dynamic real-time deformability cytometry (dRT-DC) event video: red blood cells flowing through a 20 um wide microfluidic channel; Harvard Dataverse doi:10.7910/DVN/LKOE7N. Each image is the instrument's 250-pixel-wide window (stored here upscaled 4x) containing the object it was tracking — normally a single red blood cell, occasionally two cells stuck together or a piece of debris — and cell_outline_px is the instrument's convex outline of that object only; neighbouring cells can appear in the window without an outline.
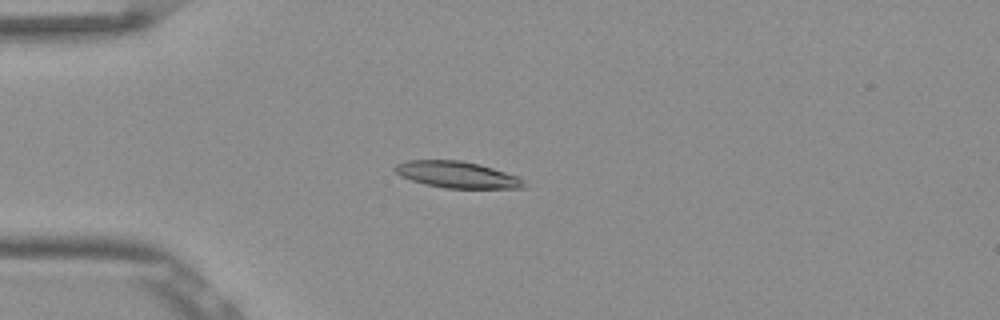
{"species": "Egyptian fruit bat (a non-hibernating species)", "species_latin": "Rousettus aegyptiacus", "temperature_condition": "room temperature", "stored_images_in_passage": 54, "camera_frame_rate_fps": 3000, "um_per_image_px": 0.085, "frame": {"image": 1, "passage_image": 15, "time_ms": 4.667, "image_size_px": [1000, 320], "cell_outline_px": [[524, 188], [444, 188], [424, 184], [400, 176], [392, 168], [396, 164], [408, 160], [460, 160], [480, 164], [520, 176], [524, 180]], "centroid_in_image_um": [38.86, 14.84], "position_along_channel_um": 46.1, "area_um2": 20.06}}
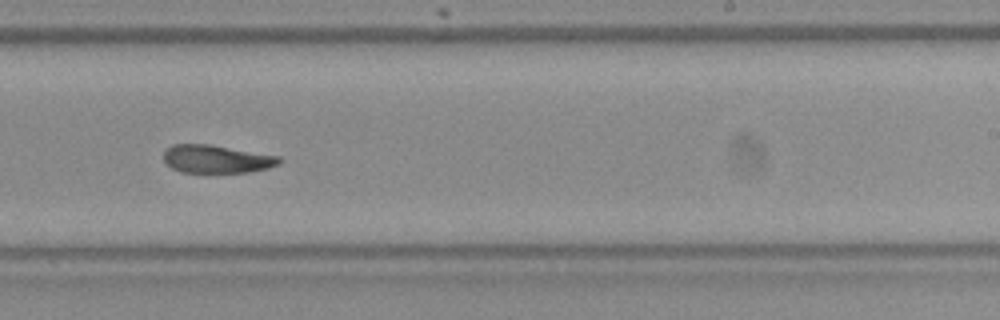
{"frame": {"image": 2, "passage_image": 34, "time_ms": 11.0, "image_size_px": [1000, 320], "cell_outline_px": [[284, 160], [280, 164], [268, 168], [248, 172], [180, 172], [172, 168], [164, 160], [164, 152], [172, 144], [212, 144], [280, 156]], "centroid_in_image_um": [18.46, 13.51], "position_along_channel_um": 270.5, "area_um2": 19.02}}
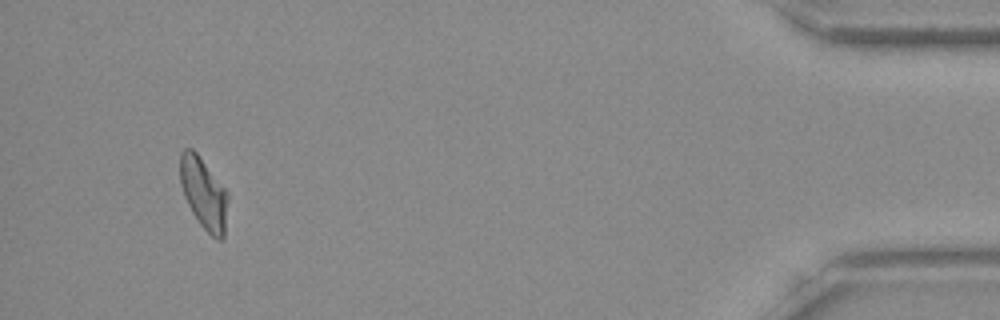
{"frame": {"image": 3, "passage_image": 51, "time_ms": 16.667, "image_size_px": [1000, 320], "cell_outline_px": [[228, 200], [224, 236], [220, 240], [216, 240], [200, 224], [192, 212], [184, 196], [180, 184], [180, 152], [184, 148], [192, 148], [196, 152], [228, 192]], "centroid_in_image_um": [17.31, 16.43], "position_along_channel_um": 417.9, "area_um2": 19.83}, "authors_computed_cell_mechanics": {"area_um2": 19.8543, "velocity_mm_per_s": 3.8468, "shape_relaxation_time_tau1_ms": null, "shape_relaxation_time_tau2_ms": 6.4275, "deformation_change_tau1": null, "deformation_change_tau2": 0.1131}}